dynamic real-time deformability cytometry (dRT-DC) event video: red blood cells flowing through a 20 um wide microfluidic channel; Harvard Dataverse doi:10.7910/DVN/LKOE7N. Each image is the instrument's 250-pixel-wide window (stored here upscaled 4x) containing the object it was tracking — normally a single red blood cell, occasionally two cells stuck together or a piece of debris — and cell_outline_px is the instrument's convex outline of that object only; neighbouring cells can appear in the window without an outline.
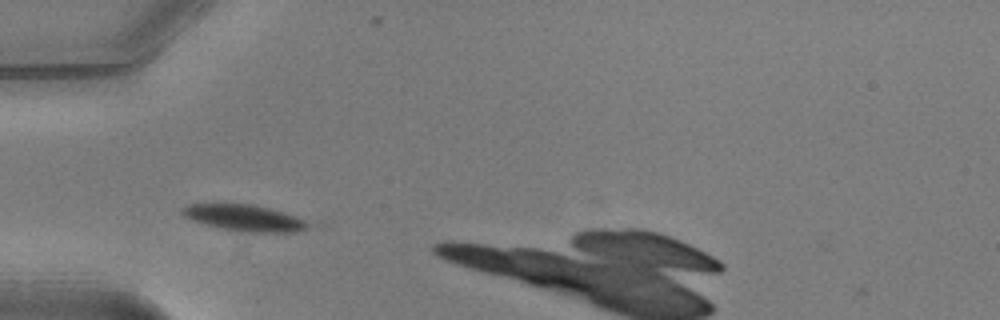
{"species": "common noctule bat (a hibernating species)", "species_latin": "Nyctalus noctula", "temperature_condition": "warm", "stored_images_in_passage": 13, "camera_frame_rate_fps": 3000, "um_per_image_px": 0.085, "animal": {"sex": "male", "body_mass_g": 20.5, "forearm_length_mm": 52.5}, "frame": {"image": 1, "passage_image": 3, "time_ms": 0.667, "image_size_px": [1000, 320], "cell_outline_px": [[308, 228], [296, 232], [252, 232], [216, 228], [192, 220], [184, 216], [180, 212], [180, 208], [188, 204], [252, 204], [268, 208], [296, 216], [304, 220], [308, 224]], "centroid_in_image_um": [20.71, 18.52], "position_along_channel_um": 64.3, "area_um2": 19.19}}
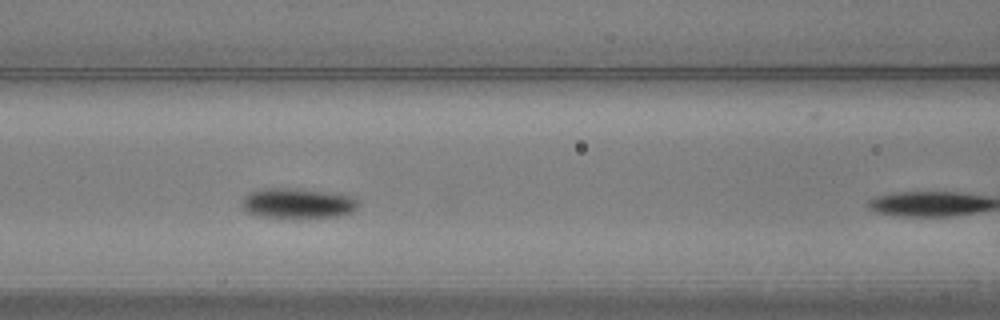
{"frame": {"image": 2, "passage_image": 9, "time_ms": 2.667, "image_size_px": [1000, 320], "cell_outline_px": [[356, 208], [352, 212], [340, 216], [256, 216], [248, 212], [240, 204], [240, 200], [244, 196], [252, 192], [264, 188], [284, 188], [324, 192], [352, 196], [356, 200]], "centroid_in_image_um": [25.24, 17.26], "position_along_channel_um": 141.4, "area_um2": 19.65}}
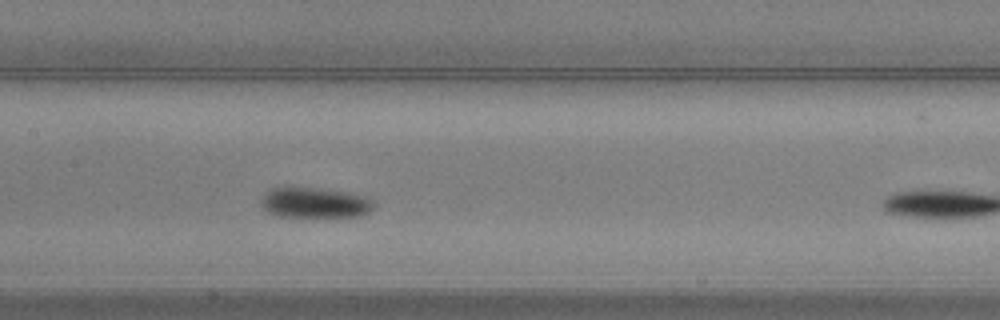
{"frame": {"image": 3, "passage_image": 12, "time_ms": 3.667, "image_size_px": [1000, 320], "cell_outline_px": [[372, 208], [368, 212], [360, 216], [336, 220], [280, 216], [268, 212], [260, 204], [264, 196], [272, 188], [288, 184], [352, 192], [368, 196], [372, 200]], "centroid_in_image_um": [26.8, 17.24], "position_along_channel_um": 180.6, "area_um2": 21.56}}